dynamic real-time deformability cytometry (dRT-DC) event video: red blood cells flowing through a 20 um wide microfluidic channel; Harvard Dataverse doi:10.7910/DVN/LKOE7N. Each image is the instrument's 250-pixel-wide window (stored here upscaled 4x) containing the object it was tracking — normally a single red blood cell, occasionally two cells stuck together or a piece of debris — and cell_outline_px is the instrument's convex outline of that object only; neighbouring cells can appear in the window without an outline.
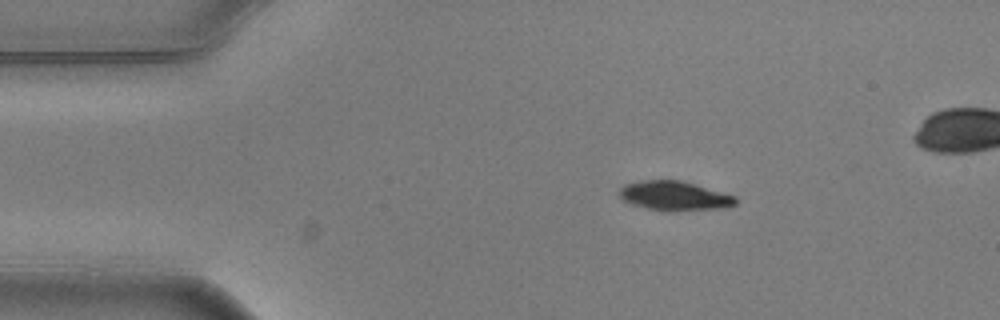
{"species": "common noctule bat (a hibernating species)", "species_latin": "Nyctalus noctula", "temperature_condition": "warm", "stored_images_in_passage": 3, "camera_frame_rate_fps": 3000, "um_per_image_px": 0.085, "animal": {"sex": "male", "body_mass_g": 20.5, "forearm_length_mm": 52.5}, "frame": {"image": 1, "passage_image": 1, "time_ms": 0.0, "image_size_px": [1000, 320], "cell_outline_px": [[736, 204], [728, 208], [676, 212], [672, 212], [648, 208], [632, 204], [624, 200], [616, 192], [624, 184], [640, 180], [680, 180], [696, 184], [736, 196]], "centroid_in_image_um": [57.35, 16.66], "position_along_channel_um": 27.7, "area_um2": 20.29}}